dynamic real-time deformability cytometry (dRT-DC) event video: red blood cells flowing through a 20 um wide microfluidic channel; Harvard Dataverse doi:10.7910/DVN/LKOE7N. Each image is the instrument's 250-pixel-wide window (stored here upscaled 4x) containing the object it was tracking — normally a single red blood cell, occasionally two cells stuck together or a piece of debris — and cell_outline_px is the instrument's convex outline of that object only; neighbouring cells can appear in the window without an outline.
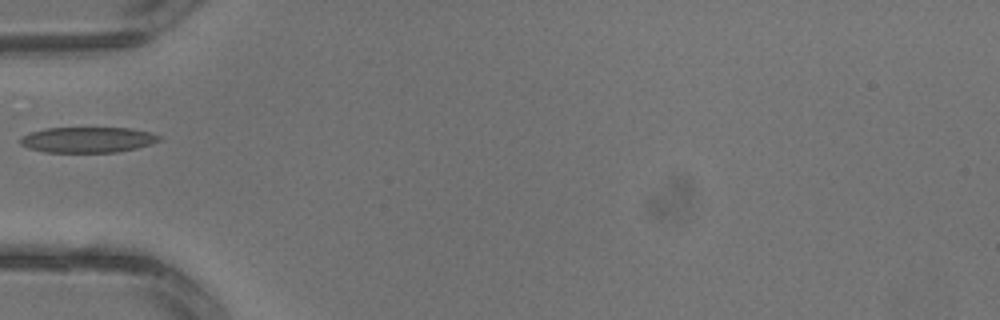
{"species": "common noctule bat (a hibernating species)", "species_latin": "Nyctalus noctula", "temperature_condition": "warm", "stored_images_in_passage": 3, "camera_frame_rate_fps": 3000, "um_per_image_px": 0.085, "animal": {"sex": "male", "body_mass_g": 13.3}, "frame": {"image": 1, "passage_image": 3, "time_ms": 0.667, "image_size_px": [1000, 320], "cell_outline_px": [[160, 140], [152, 144], [136, 148], [116, 152], [44, 152], [28, 148], [20, 144], [20, 136], [44, 128], [132, 128], [148, 132], [160, 136]], "centroid_in_image_um": [7.43, 11.88], "position_along_channel_um": 77.6, "area_um2": 20.69}}